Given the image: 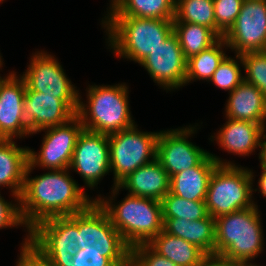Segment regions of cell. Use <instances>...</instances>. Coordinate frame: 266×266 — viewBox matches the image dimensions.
<instances>
[{
	"label": "cell",
	"mask_w": 266,
	"mask_h": 266,
	"mask_svg": "<svg viewBox=\"0 0 266 266\" xmlns=\"http://www.w3.org/2000/svg\"><path fill=\"white\" fill-rule=\"evenodd\" d=\"M28 163L19 209L22 221L30 230L38 222L56 216H68L85 210L93 201L67 169L48 170L32 177ZM31 176V178L29 177Z\"/></svg>",
	"instance_id": "cell-1"
},
{
	"label": "cell",
	"mask_w": 266,
	"mask_h": 266,
	"mask_svg": "<svg viewBox=\"0 0 266 266\" xmlns=\"http://www.w3.org/2000/svg\"><path fill=\"white\" fill-rule=\"evenodd\" d=\"M111 189L109 197L97 195L94 200L106 211L112 225L130 248L148 244L163 230L161 202L129 194L120 202H114L122 189L118 186Z\"/></svg>",
	"instance_id": "cell-2"
},
{
	"label": "cell",
	"mask_w": 266,
	"mask_h": 266,
	"mask_svg": "<svg viewBox=\"0 0 266 266\" xmlns=\"http://www.w3.org/2000/svg\"><path fill=\"white\" fill-rule=\"evenodd\" d=\"M106 45L118 58L140 63L173 33V20L103 17Z\"/></svg>",
	"instance_id": "cell-3"
},
{
	"label": "cell",
	"mask_w": 266,
	"mask_h": 266,
	"mask_svg": "<svg viewBox=\"0 0 266 266\" xmlns=\"http://www.w3.org/2000/svg\"><path fill=\"white\" fill-rule=\"evenodd\" d=\"M129 86L126 83L113 85H88L86 103L79 93L76 115L85 130L110 135L135 125L129 104Z\"/></svg>",
	"instance_id": "cell-4"
},
{
	"label": "cell",
	"mask_w": 266,
	"mask_h": 266,
	"mask_svg": "<svg viewBox=\"0 0 266 266\" xmlns=\"http://www.w3.org/2000/svg\"><path fill=\"white\" fill-rule=\"evenodd\" d=\"M258 206L215 219V254L236 263L255 260L264 250V233Z\"/></svg>",
	"instance_id": "cell-5"
},
{
	"label": "cell",
	"mask_w": 266,
	"mask_h": 266,
	"mask_svg": "<svg viewBox=\"0 0 266 266\" xmlns=\"http://www.w3.org/2000/svg\"><path fill=\"white\" fill-rule=\"evenodd\" d=\"M253 170L241 165H218L209 181L205 204L214 219L252 206L255 182Z\"/></svg>",
	"instance_id": "cell-6"
},
{
	"label": "cell",
	"mask_w": 266,
	"mask_h": 266,
	"mask_svg": "<svg viewBox=\"0 0 266 266\" xmlns=\"http://www.w3.org/2000/svg\"><path fill=\"white\" fill-rule=\"evenodd\" d=\"M159 132H145L135 124L131 128L108 135L110 169L114 177L112 188L130 173L156 158Z\"/></svg>",
	"instance_id": "cell-7"
},
{
	"label": "cell",
	"mask_w": 266,
	"mask_h": 266,
	"mask_svg": "<svg viewBox=\"0 0 266 266\" xmlns=\"http://www.w3.org/2000/svg\"><path fill=\"white\" fill-rule=\"evenodd\" d=\"M78 212L38 222L29 230V243L53 266H69L78 251Z\"/></svg>",
	"instance_id": "cell-8"
},
{
	"label": "cell",
	"mask_w": 266,
	"mask_h": 266,
	"mask_svg": "<svg viewBox=\"0 0 266 266\" xmlns=\"http://www.w3.org/2000/svg\"><path fill=\"white\" fill-rule=\"evenodd\" d=\"M41 50L32 53L27 69L20 74L25 80L26 91L61 99L75 114L79 105V91L72 84L58 58Z\"/></svg>",
	"instance_id": "cell-9"
},
{
	"label": "cell",
	"mask_w": 266,
	"mask_h": 266,
	"mask_svg": "<svg viewBox=\"0 0 266 266\" xmlns=\"http://www.w3.org/2000/svg\"><path fill=\"white\" fill-rule=\"evenodd\" d=\"M84 127L80 118L75 115L62 125L49 127L31 134L44 131L42 145L37 153L34 149H28L29 164L45 170H57L69 168L76 146L78 136Z\"/></svg>",
	"instance_id": "cell-10"
},
{
	"label": "cell",
	"mask_w": 266,
	"mask_h": 266,
	"mask_svg": "<svg viewBox=\"0 0 266 266\" xmlns=\"http://www.w3.org/2000/svg\"><path fill=\"white\" fill-rule=\"evenodd\" d=\"M200 125L160 130L156 144V159L171 177L197 166L210 152L192 143L189 138Z\"/></svg>",
	"instance_id": "cell-11"
},
{
	"label": "cell",
	"mask_w": 266,
	"mask_h": 266,
	"mask_svg": "<svg viewBox=\"0 0 266 266\" xmlns=\"http://www.w3.org/2000/svg\"><path fill=\"white\" fill-rule=\"evenodd\" d=\"M69 170L80 175L84 188L94 191L104 176L111 172L108 135L83 129L78 136Z\"/></svg>",
	"instance_id": "cell-12"
},
{
	"label": "cell",
	"mask_w": 266,
	"mask_h": 266,
	"mask_svg": "<svg viewBox=\"0 0 266 266\" xmlns=\"http://www.w3.org/2000/svg\"><path fill=\"white\" fill-rule=\"evenodd\" d=\"M223 39L238 55L266 51V0H244L237 19Z\"/></svg>",
	"instance_id": "cell-13"
},
{
	"label": "cell",
	"mask_w": 266,
	"mask_h": 266,
	"mask_svg": "<svg viewBox=\"0 0 266 266\" xmlns=\"http://www.w3.org/2000/svg\"><path fill=\"white\" fill-rule=\"evenodd\" d=\"M139 65L162 89L179 90L185 86L187 59L184 57L177 36L172 33L156 47Z\"/></svg>",
	"instance_id": "cell-14"
},
{
	"label": "cell",
	"mask_w": 266,
	"mask_h": 266,
	"mask_svg": "<svg viewBox=\"0 0 266 266\" xmlns=\"http://www.w3.org/2000/svg\"><path fill=\"white\" fill-rule=\"evenodd\" d=\"M11 71L0 83V139H18L31 136L23 115L25 80Z\"/></svg>",
	"instance_id": "cell-15"
},
{
	"label": "cell",
	"mask_w": 266,
	"mask_h": 266,
	"mask_svg": "<svg viewBox=\"0 0 266 266\" xmlns=\"http://www.w3.org/2000/svg\"><path fill=\"white\" fill-rule=\"evenodd\" d=\"M217 133L210 136L211 142L218 144L221 150L241 156H249L259 148L260 160L263 143L265 140L266 127L250 121H240L226 118ZM261 148V149H260Z\"/></svg>",
	"instance_id": "cell-16"
},
{
	"label": "cell",
	"mask_w": 266,
	"mask_h": 266,
	"mask_svg": "<svg viewBox=\"0 0 266 266\" xmlns=\"http://www.w3.org/2000/svg\"><path fill=\"white\" fill-rule=\"evenodd\" d=\"M23 115L30 133L62 125L76 114L59 98L42 92L26 91Z\"/></svg>",
	"instance_id": "cell-17"
},
{
	"label": "cell",
	"mask_w": 266,
	"mask_h": 266,
	"mask_svg": "<svg viewBox=\"0 0 266 266\" xmlns=\"http://www.w3.org/2000/svg\"><path fill=\"white\" fill-rule=\"evenodd\" d=\"M218 165H237L209 153L197 166L170 177L169 192L189 201H205L210 177Z\"/></svg>",
	"instance_id": "cell-18"
},
{
	"label": "cell",
	"mask_w": 266,
	"mask_h": 266,
	"mask_svg": "<svg viewBox=\"0 0 266 266\" xmlns=\"http://www.w3.org/2000/svg\"><path fill=\"white\" fill-rule=\"evenodd\" d=\"M170 177L160 162H152L130 173L117 186L127 194L161 201L169 192Z\"/></svg>",
	"instance_id": "cell-19"
},
{
	"label": "cell",
	"mask_w": 266,
	"mask_h": 266,
	"mask_svg": "<svg viewBox=\"0 0 266 266\" xmlns=\"http://www.w3.org/2000/svg\"><path fill=\"white\" fill-rule=\"evenodd\" d=\"M228 94L226 118L250 121L266 127V97L256 86L243 80Z\"/></svg>",
	"instance_id": "cell-20"
},
{
	"label": "cell",
	"mask_w": 266,
	"mask_h": 266,
	"mask_svg": "<svg viewBox=\"0 0 266 266\" xmlns=\"http://www.w3.org/2000/svg\"><path fill=\"white\" fill-rule=\"evenodd\" d=\"M28 149L18 146L13 139H0V187L9 188L15 200H19L23 189Z\"/></svg>",
	"instance_id": "cell-21"
},
{
	"label": "cell",
	"mask_w": 266,
	"mask_h": 266,
	"mask_svg": "<svg viewBox=\"0 0 266 266\" xmlns=\"http://www.w3.org/2000/svg\"><path fill=\"white\" fill-rule=\"evenodd\" d=\"M163 230L200 248L206 255L215 254V219L186 221L179 218H163Z\"/></svg>",
	"instance_id": "cell-22"
},
{
	"label": "cell",
	"mask_w": 266,
	"mask_h": 266,
	"mask_svg": "<svg viewBox=\"0 0 266 266\" xmlns=\"http://www.w3.org/2000/svg\"><path fill=\"white\" fill-rule=\"evenodd\" d=\"M100 238H122L106 211L94 200L85 210L78 212V249L85 250Z\"/></svg>",
	"instance_id": "cell-23"
},
{
	"label": "cell",
	"mask_w": 266,
	"mask_h": 266,
	"mask_svg": "<svg viewBox=\"0 0 266 266\" xmlns=\"http://www.w3.org/2000/svg\"><path fill=\"white\" fill-rule=\"evenodd\" d=\"M104 17L173 20L176 0H110ZM107 15V16H106Z\"/></svg>",
	"instance_id": "cell-24"
},
{
	"label": "cell",
	"mask_w": 266,
	"mask_h": 266,
	"mask_svg": "<svg viewBox=\"0 0 266 266\" xmlns=\"http://www.w3.org/2000/svg\"><path fill=\"white\" fill-rule=\"evenodd\" d=\"M148 245L178 266H198L206 254L197 246L162 230Z\"/></svg>",
	"instance_id": "cell-25"
},
{
	"label": "cell",
	"mask_w": 266,
	"mask_h": 266,
	"mask_svg": "<svg viewBox=\"0 0 266 266\" xmlns=\"http://www.w3.org/2000/svg\"><path fill=\"white\" fill-rule=\"evenodd\" d=\"M228 48L223 37H220L213 45L187 59L185 86L196 80L209 82L218 65L227 56L224 50Z\"/></svg>",
	"instance_id": "cell-26"
},
{
	"label": "cell",
	"mask_w": 266,
	"mask_h": 266,
	"mask_svg": "<svg viewBox=\"0 0 266 266\" xmlns=\"http://www.w3.org/2000/svg\"><path fill=\"white\" fill-rule=\"evenodd\" d=\"M173 33L177 36L186 59L199 54L220 38L208 27L187 22H173Z\"/></svg>",
	"instance_id": "cell-27"
},
{
	"label": "cell",
	"mask_w": 266,
	"mask_h": 266,
	"mask_svg": "<svg viewBox=\"0 0 266 266\" xmlns=\"http://www.w3.org/2000/svg\"><path fill=\"white\" fill-rule=\"evenodd\" d=\"M173 22L195 23L215 32L213 0H176Z\"/></svg>",
	"instance_id": "cell-28"
},
{
	"label": "cell",
	"mask_w": 266,
	"mask_h": 266,
	"mask_svg": "<svg viewBox=\"0 0 266 266\" xmlns=\"http://www.w3.org/2000/svg\"><path fill=\"white\" fill-rule=\"evenodd\" d=\"M160 202L163 218L194 221L208 216L205 201H189L168 192Z\"/></svg>",
	"instance_id": "cell-29"
},
{
	"label": "cell",
	"mask_w": 266,
	"mask_h": 266,
	"mask_svg": "<svg viewBox=\"0 0 266 266\" xmlns=\"http://www.w3.org/2000/svg\"><path fill=\"white\" fill-rule=\"evenodd\" d=\"M234 56L227 55L209 80L216 88L218 87L229 93L244 80V75L241 71V67H243L241 56L238 54Z\"/></svg>",
	"instance_id": "cell-30"
},
{
	"label": "cell",
	"mask_w": 266,
	"mask_h": 266,
	"mask_svg": "<svg viewBox=\"0 0 266 266\" xmlns=\"http://www.w3.org/2000/svg\"><path fill=\"white\" fill-rule=\"evenodd\" d=\"M240 56L244 81L256 86L266 97V51L247 52Z\"/></svg>",
	"instance_id": "cell-31"
},
{
	"label": "cell",
	"mask_w": 266,
	"mask_h": 266,
	"mask_svg": "<svg viewBox=\"0 0 266 266\" xmlns=\"http://www.w3.org/2000/svg\"><path fill=\"white\" fill-rule=\"evenodd\" d=\"M244 0H213L215 12V33L219 37L230 29L240 13Z\"/></svg>",
	"instance_id": "cell-32"
},
{
	"label": "cell",
	"mask_w": 266,
	"mask_h": 266,
	"mask_svg": "<svg viewBox=\"0 0 266 266\" xmlns=\"http://www.w3.org/2000/svg\"><path fill=\"white\" fill-rule=\"evenodd\" d=\"M92 246L105 252L116 266H124L131 258V248L122 238H100Z\"/></svg>",
	"instance_id": "cell-33"
},
{
	"label": "cell",
	"mask_w": 266,
	"mask_h": 266,
	"mask_svg": "<svg viewBox=\"0 0 266 266\" xmlns=\"http://www.w3.org/2000/svg\"><path fill=\"white\" fill-rule=\"evenodd\" d=\"M130 260L136 266H178L166 257L159 255L148 244L132 247Z\"/></svg>",
	"instance_id": "cell-34"
},
{
	"label": "cell",
	"mask_w": 266,
	"mask_h": 266,
	"mask_svg": "<svg viewBox=\"0 0 266 266\" xmlns=\"http://www.w3.org/2000/svg\"><path fill=\"white\" fill-rule=\"evenodd\" d=\"M19 226H22L23 229L25 227L26 234H29V230L20 215L19 200H14V203L13 201L8 202L4 199V196H1L0 192V229L18 228Z\"/></svg>",
	"instance_id": "cell-35"
},
{
	"label": "cell",
	"mask_w": 266,
	"mask_h": 266,
	"mask_svg": "<svg viewBox=\"0 0 266 266\" xmlns=\"http://www.w3.org/2000/svg\"><path fill=\"white\" fill-rule=\"evenodd\" d=\"M69 266H116L105 252L99 251L96 247L88 246L85 250L78 249L77 254L70 259Z\"/></svg>",
	"instance_id": "cell-36"
},
{
	"label": "cell",
	"mask_w": 266,
	"mask_h": 266,
	"mask_svg": "<svg viewBox=\"0 0 266 266\" xmlns=\"http://www.w3.org/2000/svg\"><path fill=\"white\" fill-rule=\"evenodd\" d=\"M23 240L16 266H53L47 258L29 243V234L25 235Z\"/></svg>",
	"instance_id": "cell-37"
},
{
	"label": "cell",
	"mask_w": 266,
	"mask_h": 266,
	"mask_svg": "<svg viewBox=\"0 0 266 266\" xmlns=\"http://www.w3.org/2000/svg\"><path fill=\"white\" fill-rule=\"evenodd\" d=\"M198 266H236V262L221 255L210 254L206 255Z\"/></svg>",
	"instance_id": "cell-38"
},
{
	"label": "cell",
	"mask_w": 266,
	"mask_h": 266,
	"mask_svg": "<svg viewBox=\"0 0 266 266\" xmlns=\"http://www.w3.org/2000/svg\"><path fill=\"white\" fill-rule=\"evenodd\" d=\"M260 168H261V175L258 179L257 188H252L253 189V195H254V191L261 194V196H263V198H266V168L260 163Z\"/></svg>",
	"instance_id": "cell-39"
},
{
	"label": "cell",
	"mask_w": 266,
	"mask_h": 266,
	"mask_svg": "<svg viewBox=\"0 0 266 266\" xmlns=\"http://www.w3.org/2000/svg\"><path fill=\"white\" fill-rule=\"evenodd\" d=\"M260 163L266 168V141L264 140L261 157H260Z\"/></svg>",
	"instance_id": "cell-40"
},
{
	"label": "cell",
	"mask_w": 266,
	"mask_h": 266,
	"mask_svg": "<svg viewBox=\"0 0 266 266\" xmlns=\"http://www.w3.org/2000/svg\"><path fill=\"white\" fill-rule=\"evenodd\" d=\"M236 266H260V265H256V263H253V261H252V263H251V261H249V262H238V263H236Z\"/></svg>",
	"instance_id": "cell-41"
},
{
	"label": "cell",
	"mask_w": 266,
	"mask_h": 266,
	"mask_svg": "<svg viewBox=\"0 0 266 266\" xmlns=\"http://www.w3.org/2000/svg\"><path fill=\"white\" fill-rule=\"evenodd\" d=\"M124 266H136L131 260H129Z\"/></svg>",
	"instance_id": "cell-42"
},
{
	"label": "cell",
	"mask_w": 266,
	"mask_h": 266,
	"mask_svg": "<svg viewBox=\"0 0 266 266\" xmlns=\"http://www.w3.org/2000/svg\"><path fill=\"white\" fill-rule=\"evenodd\" d=\"M2 67H3V65H0V70H2ZM6 76H1V74H0V83L3 81V79L5 78Z\"/></svg>",
	"instance_id": "cell-43"
},
{
	"label": "cell",
	"mask_w": 266,
	"mask_h": 266,
	"mask_svg": "<svg viewBox=\"0 0 266 266\" xmlns=\"http://www.w3.org/2000/svg\"><path fill=\"white\" fill-rule=\"evenodd\" d=\"M2 59H4V58H2V55H1V53H0V65H3V64H4V62H3Z\"/></svg>",
	"instance_id": "cell-44"
}]
</instances>
